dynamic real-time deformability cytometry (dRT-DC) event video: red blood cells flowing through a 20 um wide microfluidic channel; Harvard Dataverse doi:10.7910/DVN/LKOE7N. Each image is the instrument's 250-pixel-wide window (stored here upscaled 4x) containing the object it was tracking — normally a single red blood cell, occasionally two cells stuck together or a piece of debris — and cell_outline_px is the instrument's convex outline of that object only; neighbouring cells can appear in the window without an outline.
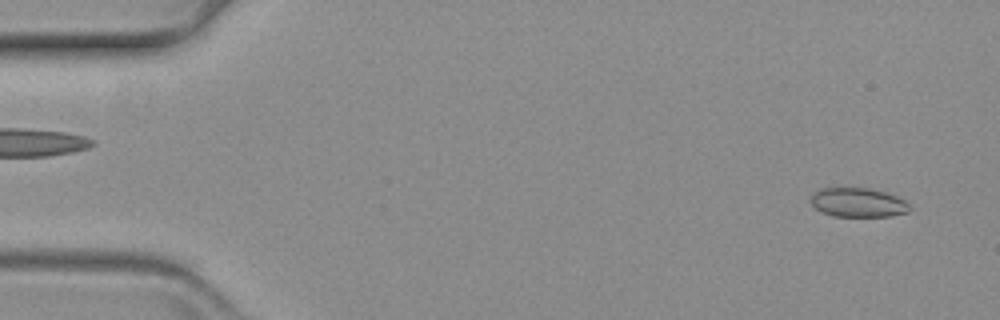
{"species": "common noctule bat (a hibernating species)", "species_latin": "Nyctalus noctula", "temperature_condition": "warm", "stored_images_in_passage": 60, "camera_frame_rate_fps": 3000, "um_per_image_px": 0.085, "animal": {"sex": "female", "body_mass_g": 19.3, "forearm_length_mm": 54.1}, "frame": {"image": 1, "passage_image": 3, "time_ms": 0.667, "image_size_px": [1000, 320], "cell_outline_px": [[912, 208], [908, 212], [892, 216], [832, 216], [816, 208], [808, 200], [812, 192], [820, 188], [868, 188], [888, 192], [904, 200]], "centroid_in_image_um": [72.92, 17.2], "position_along_channel_um": 12.1, "area_um2": 16.99}}
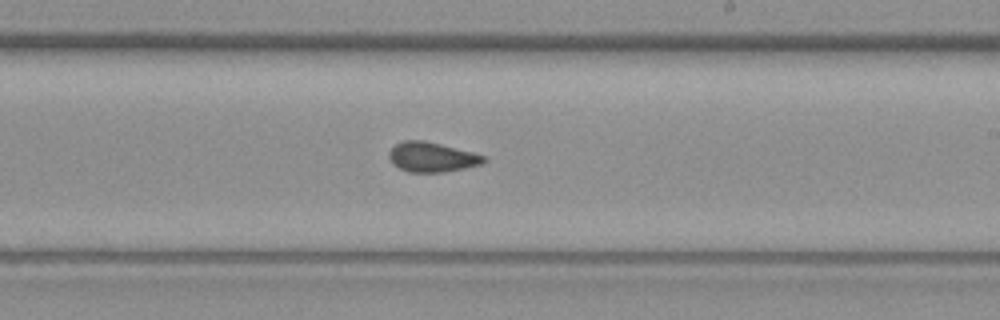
{"frame": {"image": 2, "passage_image": 35, "time_ms": 11.333, "image_size_px": [1000, 320], "cell_outline_px": [[488, 160], [480, 164], [464, 168], [444, 172], [408, 172], [392, 164], [388, 156], [388, 152], [396, 144], [404, 140], [424, 140], [472, 152], [484, 156]], "centroid_in_image_um": [36.68, 13.35], "position_along_channel_um": 252.3, "area_um2": 16.36}}
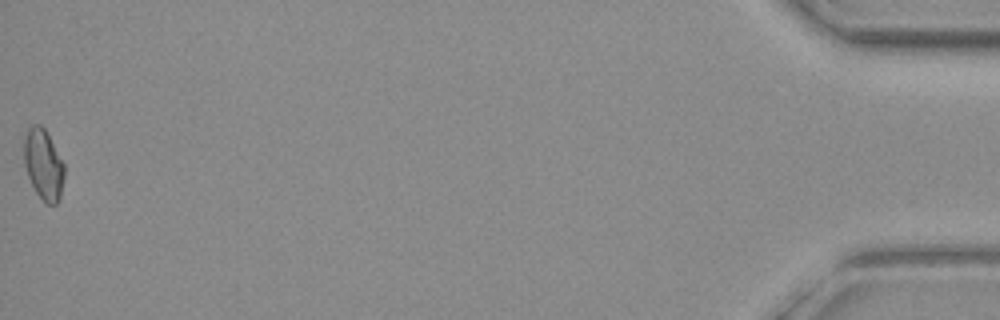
{"frame": {"image": 3, "passage_image": 60, "time_ms": 19.667, "image_size_px": [1000, 320], "cell_outline_px": [[64, 176], [60, 196], [56, 204], [44, 204], [36, 192], [28, 176], [24, 164], [24, 140], [28, 128], [32, 124], [40, 124], [44, 128], [64, 164]], "centroid_in_image_um": [3.68, 13.99], "position_along_channel_um": 431.5, "area_um2": 16.42}}